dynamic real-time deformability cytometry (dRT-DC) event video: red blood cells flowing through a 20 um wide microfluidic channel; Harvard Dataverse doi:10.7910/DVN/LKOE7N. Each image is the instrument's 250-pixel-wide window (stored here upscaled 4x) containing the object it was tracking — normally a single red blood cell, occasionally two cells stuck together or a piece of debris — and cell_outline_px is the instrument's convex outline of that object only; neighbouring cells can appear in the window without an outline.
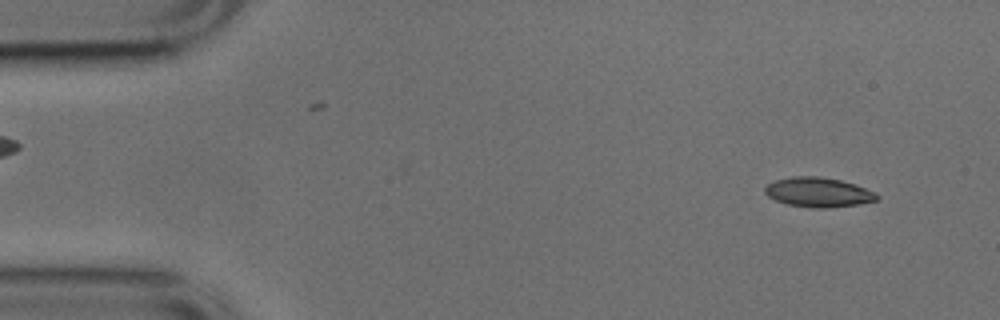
{"species": "common noctule bat (a hibernating species)", "species_latin": "Nyctalus noctula", "temperature_condition": "cold", "stored_images_in_passage": 44, "camera_frame_rate_fps": 3000, "um_per_image_px": 0.085, "animal": {"sex": "male", "body_mass_g": 17.9, "forearm_length_mm": 54.2}, "frame": {"image": 1, "passage_image": 3, "time_ms": 0.667, "image_size_px": [1000, 320], "cell_outline_px": [[880, 196], [876, 200], [856, 204], [828, 208], [812, 208], [788, 204], [776, 200], [768, 196], [764, 192], [764, 188], [768, 184], [776, 180], [792, 176], [816, 176], [840, 180], [876, 192]], "centroid_in_image_um": [69.53, 16.34], "position_along_channel_um": 15.5, "area_um2": 19.07}}
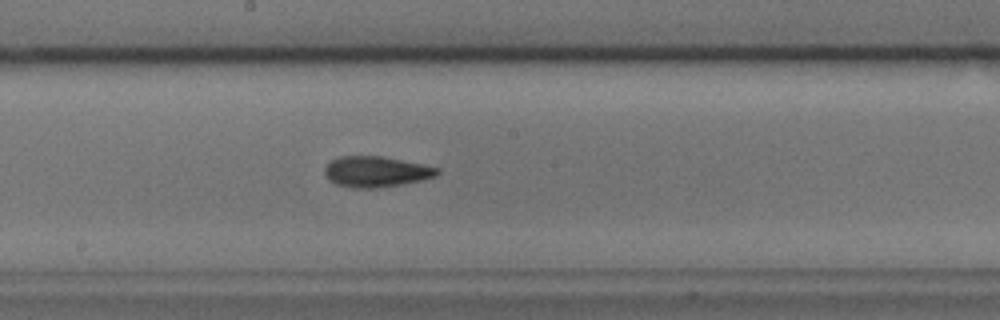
{"frame": {"image": 2, "passage_image": 26, "time_ms": 8.333, "image_size_px": [1000, 320], "cell_outline_px": [[440, 172], [436, 176], [420, 180], [400, 184], [376, 188], [352, 188], [336, 184], [328, 180], [324, 172], [324, 168], [332, 160], [340, 156], [380, 156], [424, 164], [440, 168]], "centroid_in_image_um": [31.96, 14.59], "position_along_channel_um": 216.2, "area_um2": 20.11}}
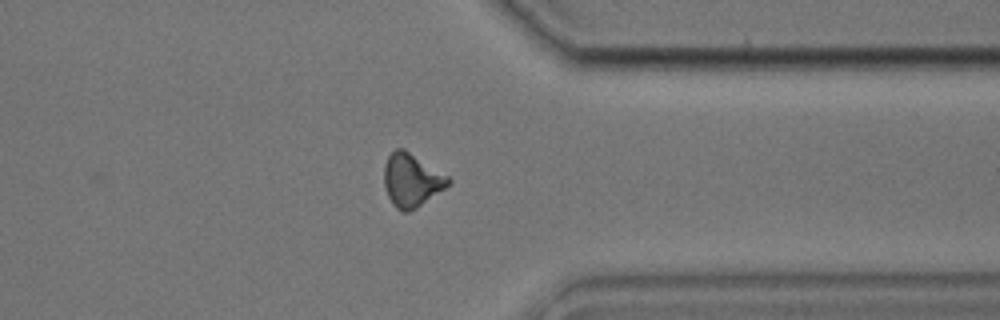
{"frame": {"image": 3, "passage_image": 39, "time_ms": 12.667, "image_size_px": [1000, 320], "cell_outline_px": [[452, 180], [444, 188], [416, 208], [408, 212], [404, 212], [396, 208], [388, 196], [384, 184], [384, 164], [388, 156], [396, 148], [404, 148], [448, 176]], "centroid_in_image_um": [34.96, 15.3], "position_along_channel_um": 376.4, "area_um2": 19.65}, "authors_computed_cell_mechanics": {"area_um2": 19.5075, "velocity_mm_per_s": 3.836, "shape_relaxation_time_tau1_ms": 6.0402, "shape_relaxation_time_tau2_ms": 2.7145, "deformation_change_tau1": 0.1489, "deformation_change_tau2": 0.0973}}